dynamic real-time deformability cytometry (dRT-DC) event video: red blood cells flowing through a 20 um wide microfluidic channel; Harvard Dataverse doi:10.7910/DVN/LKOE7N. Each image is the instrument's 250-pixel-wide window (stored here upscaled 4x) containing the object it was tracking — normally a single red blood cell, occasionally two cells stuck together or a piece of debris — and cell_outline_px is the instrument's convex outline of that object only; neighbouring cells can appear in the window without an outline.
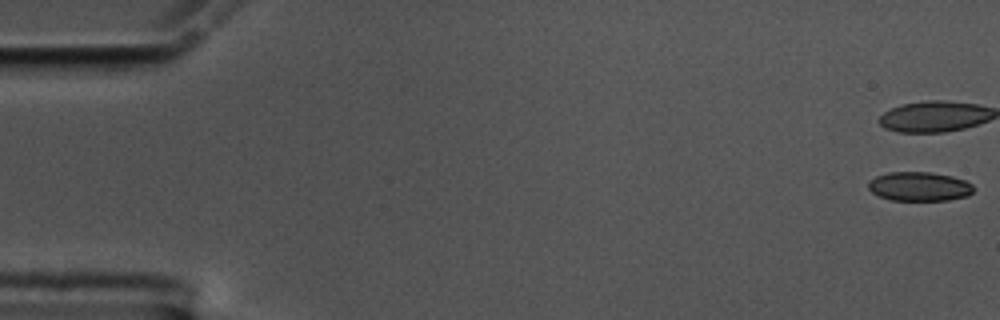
{"species": "common noctule bat (a hibernating species)", "species_latin": "Nyctalus noctula", "temperature_condition": "cold", "stored_images_in_passage": 57, "camera_frame_rate_fps": 3000, "um_per_image_px": 0.085, "animal": {"sex": "male", "body_mass_g": 17.5, "forearm_length_mm": 52.3}, "frame": {"image": 1, "passage_image": 1, "time_ms": 0.0, "image_size_px": [1000, 320], "cell_outline_px": [[976, 188], [968, 196], [948, 200], [892, 200], [880, 196], [872, 192], [868, 188], [868, 180], [876, 176], [888, 172], [932, 172], [952, 176], [964, 180], [972, 184]], "centroid_in_image_um": [78.15, 15.84], "position_along_channel_um": 6.8, "area_um2": 17.98}}